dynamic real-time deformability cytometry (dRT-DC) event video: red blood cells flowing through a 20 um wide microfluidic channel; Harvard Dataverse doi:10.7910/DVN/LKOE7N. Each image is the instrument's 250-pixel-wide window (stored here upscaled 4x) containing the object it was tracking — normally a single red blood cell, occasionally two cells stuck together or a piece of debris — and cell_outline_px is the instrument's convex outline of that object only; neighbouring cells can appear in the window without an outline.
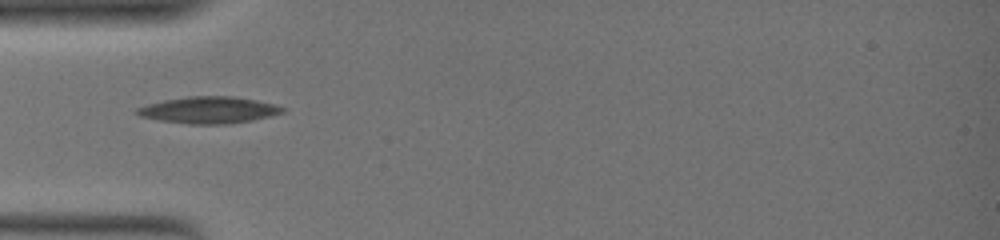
{"species": "common noctule bat (a hibernating species)", "species_latin": "Nyctalus noctula", "temperature_condition": "warm", "stored_images_in_passage": 47, "camera_frame_rate_fps": 3000, "um_per_image_px": 0.085, "animal": {"sex": "female", "body_mass_g": 19.0, "forearm_length_mm": 51.5}, "frame": {"image": 1, "passage_image": 1, "time_ms": 0.0, "image_size_px": [1000, 240], "cell_outline_px": [[284, 112], [252, 120], [224, 124], [188, 124], [160, 120], [140, 116], [132, 112], [136, 108], [148, 104], [164, 100], [188, 96], [232, 96], [256, 100], [276, 104], [284, 108]], "centroid_in_image_um": [17.71, 9.35], "position_along_channel_um": 67.3, "area_um2": 22.54}}
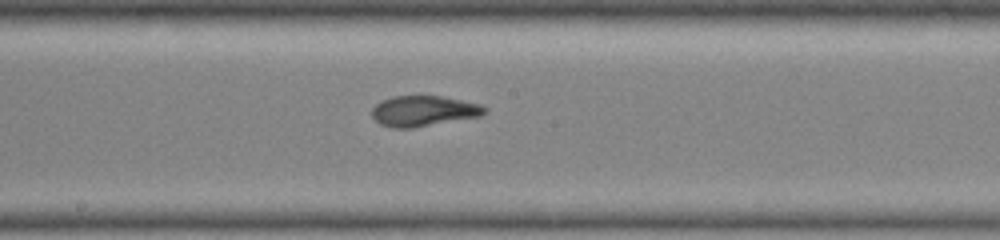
{"frame": {"image": 2, "passage_image": 11, "time_ms": 5.333, "image_size_px": [1000, 240], "cell_outline_px": [[488, 112], [480, 116], [412, 128], [392, 128], [380, 124], [372, 116], [372, 108], [380, 100], [392, 96], [440, 96], [480, 104], [488, 108]], "centroid_in_image_um": [35.99, 9.43], "position_along_channel_um": 212.2, "area_um2": 20.06}}
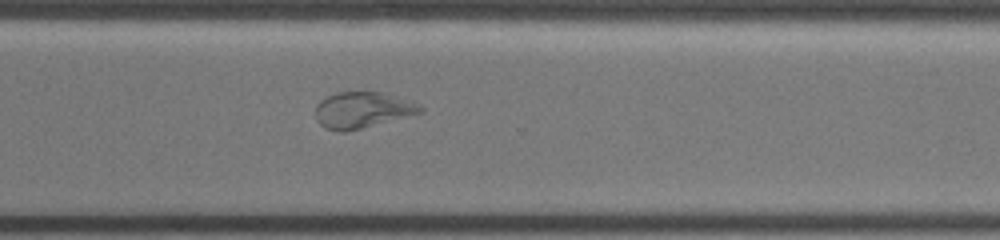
{"frame": {"image": 3, "passage_image": 20, "time_ms": 10.0, "image_size_px": [1000, 240], "cell_outline_px": [[424, 112], [344, 132], [340, 132], [324, 128], [316, 120], [316, 104], [320, 100], [336, 92], [380, 92], [416, 104], [424, 108]], "centroid_in_image_um": [30.73, 9.36], "position_along_channel_um": 339.9, "area_um2": 21.62}, "authors_computed_cell_mechanics": {"area_um2": 24.4494, "velocity_mm_per_s": 2.7353, "shape_relaxation_time_tau1_ms": null, "shape_relaxation_time_tau2_ms": 2.1478, "deformation_change_tau1": null, "deformation_change_tau2": 0.0754}}